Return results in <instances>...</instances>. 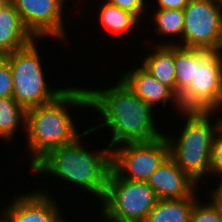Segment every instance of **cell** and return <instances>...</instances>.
Here are the masks:
<instances>
[{"mask_svg":"<svg viewBox=\"0 0 222 222\" xmlns=\"http://www.w3.org/2000/svg\"><path fill=\"white\" fill-rule=\"evenodd\" d=\"M178 99L182 110L222 111V68L216 51L195 48L194 80Z\"/></svg>","mask_w":222,"mask_h":222,"instance_id":"cell-7","label":"cell"},{"mask_svg":"<svg viewBox=\"0 0 222 222\" xmlns=\"http://www.w3.org/2000/svg\"><path fill=\"white\" fill-rule=\"evenodd\" d=\"M34 40L23 24L19 12L9 1L0 10V57L24 48Z\"/></svg>","mask_w":222,"mask_h":222,"instance_id":"cell-14","label":"cell"},{"mask_svg":"<svg viewBox=\"0 0 222 222\" xmlns=\"http://www.w3.org/2000/svg\"><path fill=\"white\" fill-rule=\"evenodd\" d=\"M13 96V76L9 61L0 57V98Z\"/></svg>","mask_w":222,"mask_h":222,"instance_id":"cell-23","label":"cell"},{"mask_svg":"<svg viewBox=\"0 0 222 222\" xmlns=\"http://www.w3.org/2000/svg\"><path fill=\"white\" fill-rule=\"evenodd\" d=\"M70 106L81 110L89 108L86 88L66 87L51 102L26 111V148L32 155L29 169L50 150L69 144L81 135L74 125L75 118L69 113Z\"/></svg>","mask_w":222,"mask_h":222,"instance_id":"cell-3","label":"cell"},{"mask_svg":"<svg viewBox=\"0 0 222 222\" xmlns=\"http://www.w3.org/2000/svg\"><path fill=\"white\" fill-rule=\"evenodd\" d=\"M157 9L183 10L190 0H155Z\"/></svg>","mask_w":222,"mask_h":222,"instance_id":"cell-25","label":"cell"},{"mask_svg":"<svg viewBox=\"0 0 222 222\" xmlns=\"http://www.w3.org/2000/svg\"><path fill=\"white\" fill-rule=\"evenodd\" d=\"M189 222H220L216 207L211 202L197 200L192 208Z\"/></svg>","mask_w":222,"mask_h":222,"instance_id":"cell-21","label":"cell"},{"mask_svg":"<svg viewBox=\"0 0 222 222\" xmlns=\"http://www.w3.org/2000/svg\"><path fill=\"white\" fill-rule=\"evenodd\" d=\"M19 127L26 129V110L13 97L0 98V139L12 142Z\"/></svg>","mask_w":222,"mask_h":222,"instance_id":"cell-17","label":"cell"},{"mask_svg":"<svg viewBox=\"0 0 222 222\" xmlns=\"http://www.w3.org/2000/svg\"><path fill=\"white\" fill-rule=\"evenodd\" d=\"M209 171L211 177L222 175V125L212 143Z\"/></svg>","mask_w":222,"mask_h":222,"instance_id":"cell-22","label":"cell"},{"mask_svg":"<svg viewBox=\"0 0 222 222\" xmlns=\"http://www.w3.org/2000/svg\"><path fill=\"white\" fill-rule=\"evenodd\" d=\"M114 149L113 170L123 179L131 181L147 182L151 174L170 156L165 134L152 141L129 143Z\"/></svg>","mask_w":222,"mask_h":222,"instance_id":"cell-9","label":"cell"},{"mask_svg":"<svg viewBox=\"0 0 222 222\" xmlns=\"http://www.w3.org/2000/svg\"><path fill=\"white\" fill-rule=\"evenodd\" d=\"M19 12L26 29L35 39L46 37L64 41L66 34L63 19L65 0H10Z\"/></svg>","mask_w":222,"mask_h":222,"instance_id":"cell-10","label":"cell"},{"mask_svg":"<svg viewBox=\"0 0 222 222\" xmlns=\"http://www.w3.org/2000/svg\"><path fill=\"white\" fill-rule=\"evenodd\" d=\"M219 111L182 110L185 122L180 135H165L170 146V157L195 182L201 185L208 174L210 153L214 137L222 125V117L215 116ZM216 117L215 123L211 118ZM175 137V138H174ZM202 178V179H201ZM201 180V181H200Z\"/></svg>","mask_w":222,"mask_h":222,"instance_id":"cell-4","label":"cell"},{"mask_svg":"<svg viewBox=\"0 0 222 222\" xmlns=\"http://www.w3.org/2000/svg\"><path fill=\"white\" fill-rule=\"evenodd\" d=\"M158 200L147 182L123 179L112 170L101 201L102 218L106 222H144Z\"/></svg>","mask_w":222,"mask_h":222,"instance_id":"cell-6","label":"cell"},{"mask_svg":"<svg viewBox=\"0 0 222 222\" xmlns=\"http://www.w3.org/2000/svg\"><path fill=\"white\" fill-rule=\"evenodd\" d=\"M120 79L137 95L140 96L147 104L167 107L172 102L178 113L182 111L178 96L166 85L160 83L142 66L133 67L123 72ZM169 101V102H168Z\"/></svg>","mask_w":222,"mask_h":222,"instance_id":"cell-13","label":"cell"},{"mask_svg":"<svg viewBox=\"0 0 222 222\" xmlns=\"http://www.w3.org/2000/svg\"><path fill=\"white\" fill-rule=\"evenodd\" d=\"M176 95L179 97L194 80L195 48L174 44Z\"/></svg>","mask_w":222,"mask_h":222,"instance_id":"cell-19","label":"cell"},{"mask_svg":"<svg viewBox=\"0 0 222 222\" xmlns=\"http://www.w3.org/2000/svg\"><path fill=\"white\" fill-rule=\"evenodd\" d=\"M14 197L10 205L3 207L7 222H68L59 210L58 200L42 189Z\"/></svg>","mask_w":222,"mask_h":222,"instance_id":"cell-11","label":"cell"},{"mask_svg":"<svg viewBox=\"0 0 222 222\" xmlns=\"http://www.w3.org/2000/svg\"><path fill=\"white\" fill-rule=\"evenodd\" d=\"M153 49L151 53L149 50L148 55L145 54L141 66L176 94L174 43L163 41Z\"/></svg>","mask_w":222,"mask_h":222,"instance_id":"cell-15","label":"cell"},{"mask_svg":"<svg viewBox=\"0 0 222 222\" xmlns=\"http://www.w3.org/2000/svg\"><path fill=\"white\" fill-rule=\"evenodd\" d=\"M215 178H219L220 182H218L219 184H217L216 186H214V188H211L209 192V200L213 205H222V175H217L214 176Z\"/></svg>","mask_w":222,"mask_h":222,"instance_id":"cell-26","label":"cell"},{"mask_svg":"<svg viewBox=\"0 0 222 222\" xmlns=\"http://www.w3.org/2000/svg\"><path fill=\"white\" fill-rule=\"evenodd\" d=\"M93 132L88 128L73 142L50 150L30 172L55 176L102 201L113 170V153L108 146L97 152L85 147L82 138Z\"/></svg>","mask_w":222,"mask_h":222,"instance_id":"cell-2","label":"cell"},{"mask_svg":"<svg viewBox=\"0 0 222 222\" xmlns=\"http://www.w3.org/2000/svg\"><path fill=\"white\" fill-rule=\"evenodd\" d=\"M198 199H159L144 222H189L192 208Z\"/></svg>","mask_w":222,"mask_h":222,"instance_id":"cell-16","label":"cell"},{"mask_svg":"<svg viewBox=\"0 0 222 222\" xmlns=\"http://www.w3.org/2000/svg\"><path fill=\"white\" fill-rule=\"evenodd\" d=\"M99 6V21L100 25L107 32L111 31L113 33H125L133 30L136 25L141 24V20L133 13L123 10L108 1H103ZM108 29V30H107Z\"/></svg>","mask_w":222,"mask_h":222,"instance_id":"cell-18","label":"cell"},{"mask_svg":"<svg viewBox=\"0 0 222 222\" xmlns=\"http://www.w3.org/2000/svg\"><path fill=\"white\" fill-rule=\"evenodd\" d=\"M0 222H7L6 214L3 208L0 209Z\"/></svg>","mask_w":222,"mask_h":222,"instance_id":"cell-28","label":"cell"},{"mask_svg":"<svg viewBox=\"0 0 222 222\" xmlns=\"http://www.w3.org/2000/svg\"><path fill=\"white\" fill-rule=\"evenodd\" d=\"M35 39L26 47L5 56L13 76V98L27 111L54 100L65 88H49Z\"/></svg>","mask_w":222,"mask_h":222,"instance_id":"cell-5","label":"cell"},{"mask_svg":"<svg viewBox=\"0 0 222 222\" xmlns=\"http://www.w3.org/2000/svg\"><path fill=\"white\" fill-rule=\"evenodd\" d=\"M87 92L89 109L98 111L104 120L91 129L95 132L107 127L111 131L112 137L107 144L111 150L129 143L152 141L164 135L155 127L153 112L156 109L137 96L120 78L108 89L87 88Z\"/></svg>","mask_w":222,"mask_h":222,"instance_id":"cell-1","label":"cell"},{"mask_svg":"<svg viewBox=\"0 0 222 222\" xmlns=\"http://www.w3.org/2000/svg\"><path fill=\"white\" fill-rule=\"evenodd\" d=\"M147 184L158 199L198 197L197 190L201 189L170 156L151 174Z\"/></svg>","mask_w":222,"mask_h":222,"instance_id":"cell-12","label":"cell"},{"mask_svg":"<svg viewBox=\"0 0 222 222\" xmlns=\"http://www.w3.org/2000/svg\"><path fill=\"white\" fill-rule=\"evenodd\" d=\"M10 0H0V10L9 2Z\"/></svg>","mask_w":222,"mask_h":222,"instance_id":"cell-30","label":"cell"},{"mask_svg":"<svg viewBox=\"0 0 222 222\" xmlns=\"http://www.w3.org/2000/svg\"><path fill=\"white\" fill-rule=\"evenodd\" d=\"M183 12L182 39L175 45L216 51L222 40V0H190Z\"/></svg>","mask_w":222,"mask_h":222,"instance_id":"cell-8","label":"cell"},{"mask_svg":"<svg viewBox=\"0 0 222 222\" xmlns=\"http://www.w3.org/2000/svg\"><path fill=\"white\" fill-rule=\"evenodd\" d=\"M106 1H108L110 4H113L123 10L129 11L135 14L139 19H143L142 17L144 16L145 11L148 12V10L145 9L149 7L148 6L149 3H146L147 0H106Z\"/></svg>","mask_w":222,"mask_h":222,"instance_id":"cell-24","label":"cell"},{"mask_svg":"<svg viewBox=\"0 0 222 222\" xmlns=\"http://www.w3.org/2000/svg\"><path fill=\"white\" fill-rule=\"evenodd\" d=\"M152 14V23H154L156 35L165 37L181 38L184 27L183 10L173 9H155ZM177 36V37H176Z\"/></svg>","mask_w":222,"mask_h":222,"instance_id":"cell-20","label":"cell"},{"mask_svg":"<svg viewBox=\"0 0 222 222\" xmlns=\"http://www.w3.org/2000/svg\"><path fill=\"white\" fill-rule=\"evenodd\" d=\"M216 52L219 56V60H220V63H221V68H222V40H221L220 44L218 45V48H217Z\"/></svg>","mask_w":222,"mask_h":222,"instance_id":"cell-27","label":"cell"},{"mask_svg":"<svg viewBox=\"0 0 222 222\" xmlns=\"http://www.w3.org/2000/svg\"><path fill=\"white\" fill-rule=\"evenodd\" d=\"M218 211L220 222H222V205H214Z\"/></svg>","mask_w":222,"mask_h":222,"instance_id":"cell-29","label":"cell"}]
</instances>
